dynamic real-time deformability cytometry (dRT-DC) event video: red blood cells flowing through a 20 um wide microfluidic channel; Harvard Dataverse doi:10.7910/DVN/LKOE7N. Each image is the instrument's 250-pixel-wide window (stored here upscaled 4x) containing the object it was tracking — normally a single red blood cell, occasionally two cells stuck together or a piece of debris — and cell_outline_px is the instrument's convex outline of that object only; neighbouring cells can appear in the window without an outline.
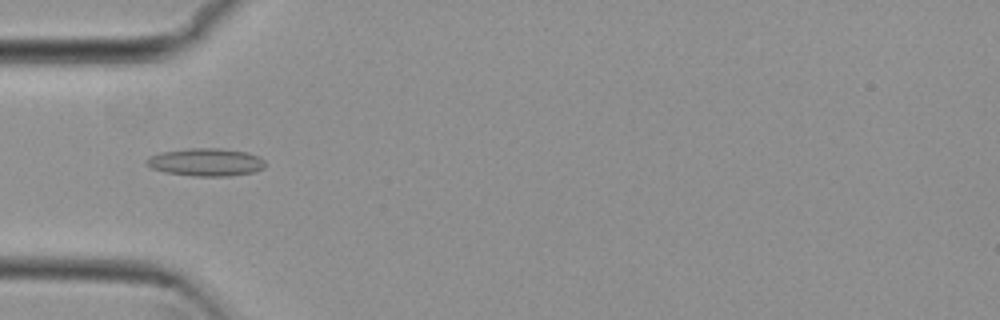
{"species": "common noctule bat (a hibernating species)", "species_latin": "Nyctalus noctula", "temperature_condition": "cold", "stored_images_in_passage": 45, "camera_frame_rate_fps": 3000, "um_per_image_px": 0.085, "animal": {"sex": "female", "body_mass_g": 29.2, "forearm_length_mm": 56.3}, "frame": {"image": 1, "passage_image": 8, "time_ms": 2.333, "image_size_px": [1000, 320], "cell_outline_px": [[264, 168], [256, 172], [228, 176], [192, 176], [164, 172], [152, 168], [144, 164], [144, 160], [148, 156], [160, 152], [188, 148], [220, 148], [248, 152], [264, 160]], "centroid_in_image_um": [17.45, 13.78], "position_along_channel_um": 67.5, "area_um2": 19.48}}
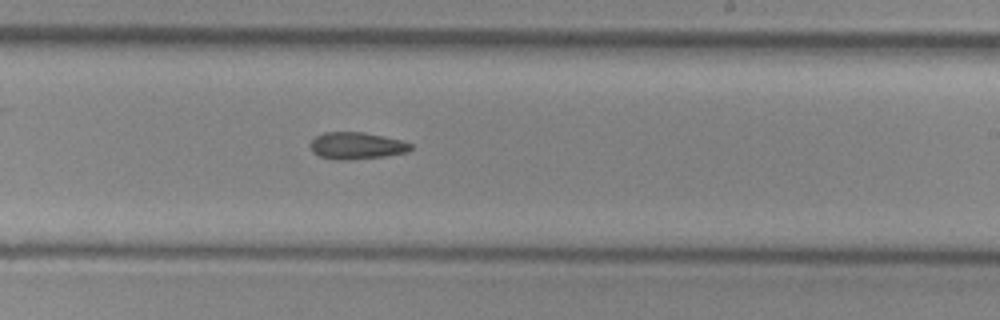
{"frame": {"image": 2, "passage_image": 23, "time_ms": 7.333, "image_size_px": [1000, 320], "cell_outline_px": [[412, 148], [408, 152], [384, 156], [352, 160], [336, 160], [320, 156], [312, 152], [308, 144], [316, 136], [324, 132], [364, 132], [400, 140], [412, 144]], "centroid_in_image_um": [30.27, 12.39], "position_along_channel_um": 258.7, "area_um2": 15.84}}
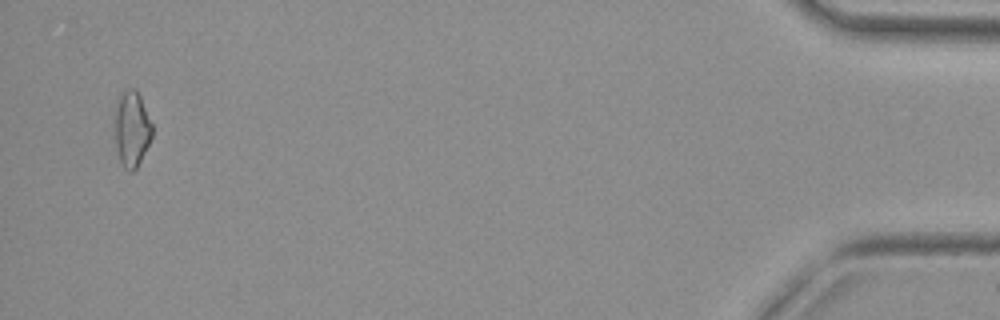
{"frame": {"image": 3, "passage_image": 43, "time_ms": 14.0, "image_size_px": [1000, 320], "cell_outline_px": [[152, 136], [136, 168], [132, 172], [128, 172], [124, 168], [120, 160], [112, 136], [112, 128], [116, 100], [128, 88], [136, 88], [140, 96], [152, 124]], "centroid_in_image_um": [11.14, 10.94], "position_along_channel_um": 424.1, "area_um2": 16.94}}